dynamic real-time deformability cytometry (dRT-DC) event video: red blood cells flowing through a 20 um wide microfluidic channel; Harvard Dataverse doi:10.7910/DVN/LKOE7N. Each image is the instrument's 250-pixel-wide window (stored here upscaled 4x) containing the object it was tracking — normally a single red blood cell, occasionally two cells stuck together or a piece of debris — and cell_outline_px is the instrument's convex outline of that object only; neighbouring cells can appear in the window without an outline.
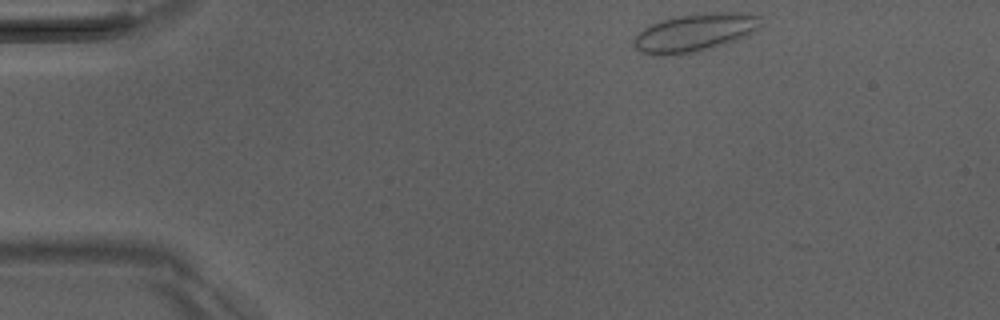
{"species": "Egyptian fruit bat (a non-hibernating species)", "species_latin": "Rousettus aegyptiacus", "temperature_condition": "room temperature", "stored_images_in_passage": 44, "camera_frame_rate_fps": 3000, "um_per_image_px": 0.085, "animal": {"sex": "male"}, "frame": {"image": 1, "passage_image": 1, "time_ms": 0.0, "image_size_px": [1000, 320], "cell_outline_px": [[760, 16], [756, 28], [744, 36], [736, 40], [712, 48], [696, 52], [664, 56], [652, 56], [640, 52], [636, 48], [632, 40], [644, 28], [660, 20], [680, 16], [716, 12], [736, 12]], "centroid_in_image_um": [58.97, 2.8], "position_along_channel_um": 26.0, "area_um2": 27.63}}
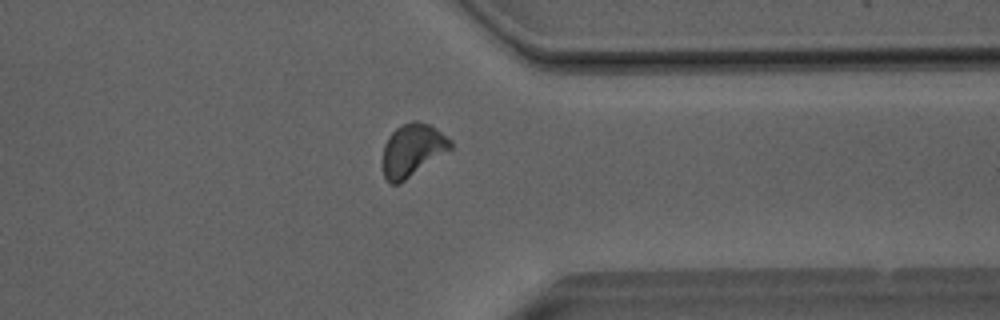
{"frame": {"image": 2, "passage_image": 33, "time_ms": 10.667, "image_size_px": [1000, 320], "cell_outline_px": [[452, 148], [400, 184], [392, 184], [384, 176], [384, 144], [388, 136], [396, 128], [412, 120], [416, 120], [428, 124], [436, 128], [452, 140]], "centroid_in_image_um": [35.07, 12.74], "position_along_channel_um": 376.3, "area_um2": 20.58}}
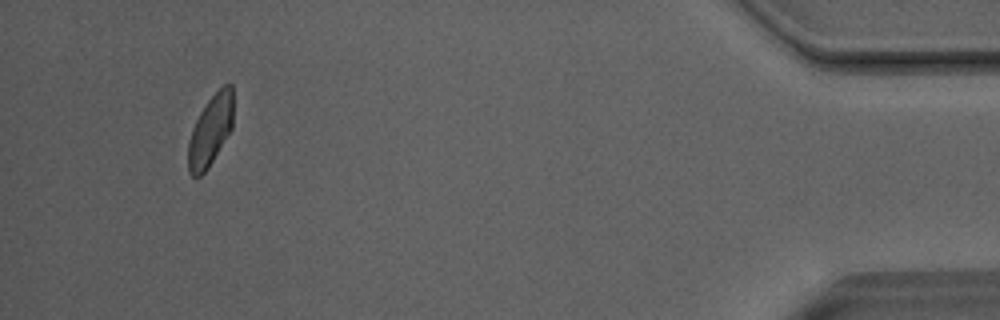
{"frame": {"image": 3, "passage_image": 41, "time_ms": 13.333, "image_size_px": [1000, 320], "cell_outline_px": [[232, 128], [208, 168], [200, 176], [192, 176], [188, 172], [188, 144], [192, 128], [204, 104], [224, 84], [232, 84]], "centroid_in_image_um": [17.87, 11.1], "position_along_channel_um": 417.3, "area_um2": 18.38}, "authors_computed_cell_mechanics": {"area_um2": 20.2878, "velocity_mm_per_s": 4.0317, "shape_relaxation_time_tau1_ms": 6.1163, "shape_relaxation_time_tau2_ms": null, "deformation_change_tau1": 0.1217, "deformation_change_tau2": null}}